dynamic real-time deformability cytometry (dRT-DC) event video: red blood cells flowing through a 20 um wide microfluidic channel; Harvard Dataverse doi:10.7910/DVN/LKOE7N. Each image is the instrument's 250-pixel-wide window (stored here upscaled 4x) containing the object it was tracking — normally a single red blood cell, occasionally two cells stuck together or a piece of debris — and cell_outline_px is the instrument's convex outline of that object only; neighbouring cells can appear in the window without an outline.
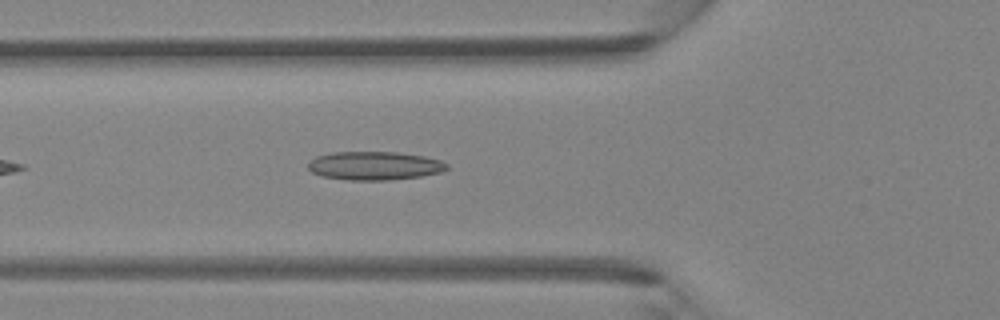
{"species": "Egyptian fruit bat (a non-hibernating species)", "species_latin": "Rousettus aegyptiacus", "temperature_condition": "room temperature", "stored_images_in_passage": 35, "segment_of_instrument_passage": [1, 2], "camera_frame_rate_fps": 3000, "um_per_image_px": 0.085, "animal": {"sex": "female"}, "frame": {"image": 1, "passage_image": 5, "time_ms": 1.333, "image_size_px": [1000, 320], "cell_outline_px": [[448, 168], [440, 172], [420, 176], [388, 180], [348, 180], [324, 176], [312, 172], [308, 168], [308, 164], [316, 156], [332, 152], [396, 152], [424, 156], [440, 160], [448, 164]], "centroid_in_image_um": [31.84, 14.08], "position_along_channel_um": 94.0, "area_um2": 22.89}}
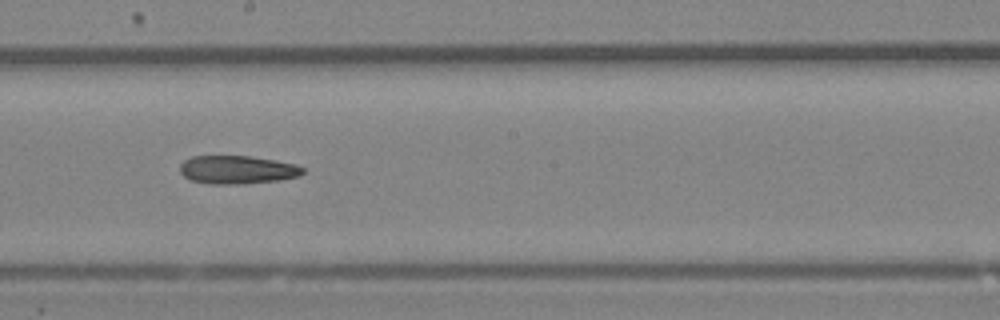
{"frame": {"image": 2, "passage_image": 14, "time_ms": 4.333, "image_size_px": [1000, 320], "cell_outline_px": [[304, 172], [300, 176], [280, 180], [244, 184], [208, 184], [192, 180], [184, 176], [180, 172], [180, 164], [184, 160], [192, 156], [248, 156], [296, 164], [304, 168]], "centroid_in_image_um": [20.17, 14.43], "position_along_channel_um": 228.0, "area_um2": 20.29}}
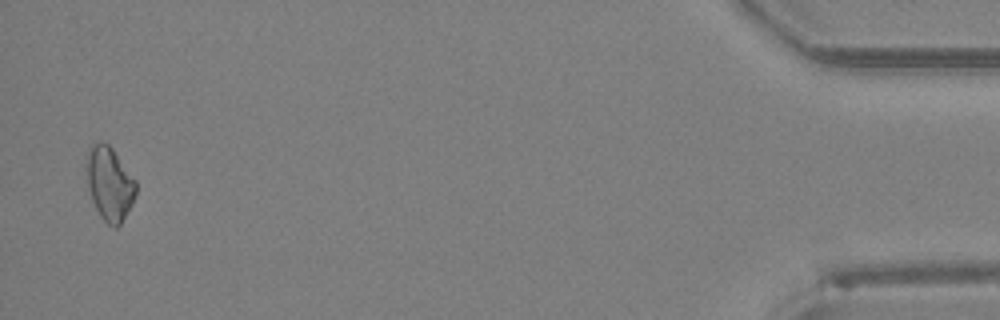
{"frame": {"image": 3, "passage_image": 33, "time_ms": 10.667, "image_size_px": [1000, 320], "cell_outline_px": [[136, 192], [132, 204], [120, 224], [116, 228], [108, 224], [100, 216], [92, 200], [88, 188], [88, 148], [92, 144], [108, 144], [112, 148], [136, 180]], "centroid_in_image_um": [9.34, 15.64], "position_along_channel_um": 425.9, "area_um2": 20.69}}